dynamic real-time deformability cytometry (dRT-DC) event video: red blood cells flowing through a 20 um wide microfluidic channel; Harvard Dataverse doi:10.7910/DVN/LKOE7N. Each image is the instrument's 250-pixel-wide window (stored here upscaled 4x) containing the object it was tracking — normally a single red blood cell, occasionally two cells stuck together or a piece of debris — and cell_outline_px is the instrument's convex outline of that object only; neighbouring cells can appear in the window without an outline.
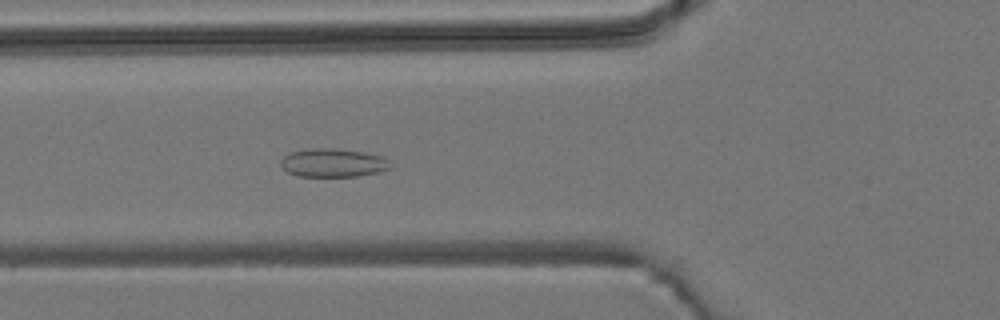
{"species": "common noctule bat (a hibernating species)", "species_latin": "Nyctalus noctula", "temperature_condition": "room temperature", "stored_images_in_passage": 5, "camera_frame_rate_fps": 3000, "um_per_image_px": 0.085, "animal": {"sex": "male", "body_mass_g": 19.2, "forearm_length_mm": 51.8}, "frame": {"image": 1, "passage_image": 4, "time_ms": 4.0, "image_size_px": [1000, 320], "cell_outline_px": [[392, 168], [376, 172], [356, 176], [300, 176], [288, 172], [280, 168], [280, 160], [288, 152], [308, 148], [332, 148], [364, 152], [384, 156], [388, 160]], "centroid_in_image_um": [28.27, 13.82], "position_along_channel_um": 97.5, "area_um2": 18.32}}